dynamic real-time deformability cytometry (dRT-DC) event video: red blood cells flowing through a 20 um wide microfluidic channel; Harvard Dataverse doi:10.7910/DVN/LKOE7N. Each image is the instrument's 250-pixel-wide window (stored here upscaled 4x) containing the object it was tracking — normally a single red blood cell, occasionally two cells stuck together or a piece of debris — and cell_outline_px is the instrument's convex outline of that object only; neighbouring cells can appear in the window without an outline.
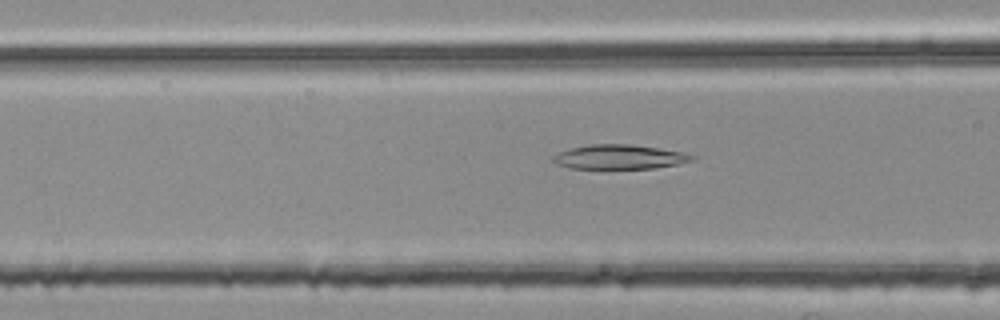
{"species": "common noctule bat (a hibernating species)", "species_latin": "Nyctalus noctula", "temperature_condition": "room temperature", "stored_images_in_passage": 50, "camera_frame_rate_fps": 3000, "um_per_image_px": 0.085, "animal": {"sex": "female", "body_mass_g": 25.1}, "frame": {"image": 1, "passage_image": 17, "time_ms": 5.333, "image_size_px": [1000, 320], "cell_outline_px": [[696, 160], [680, 164], [656, 168], [572, 168], [556, 164], [552, 160], [552, 156], [560, 152], [572, 148], [592, 144], [632, 144], [684, 152], [696, 156]], "centroid_in_image_um": [52.72, 13.34], "position_along_channel_um": 113.9, "area_um2": 19.77}}
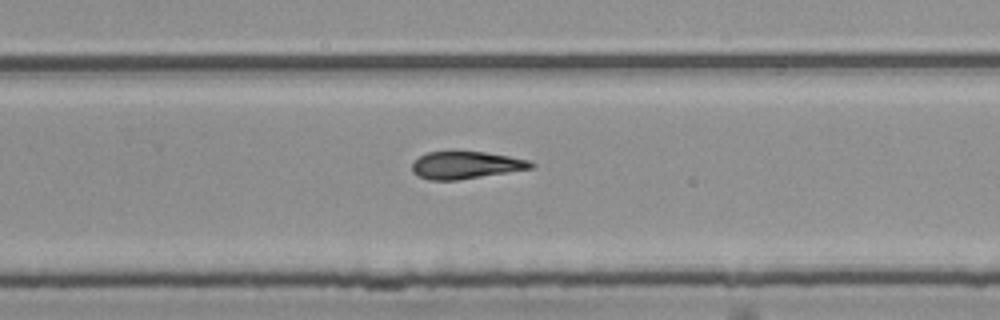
{"frame": {"image": 2, "passage_image": 31, "time_ms": 10.0, "image_size_px": [1000, 320], "cell_outline_px": [[536, 164], [532, 168], [456, 180], [428, 180], [416, 176], [412, 172], [412, 164], [420, 156], [428, 152], [484, 152], [508, 156], [528, 160]], "centroid_in_image_um": [39.56, 14.04], "position_along_channel_um": 290.2, "area_um2": 18.67}}
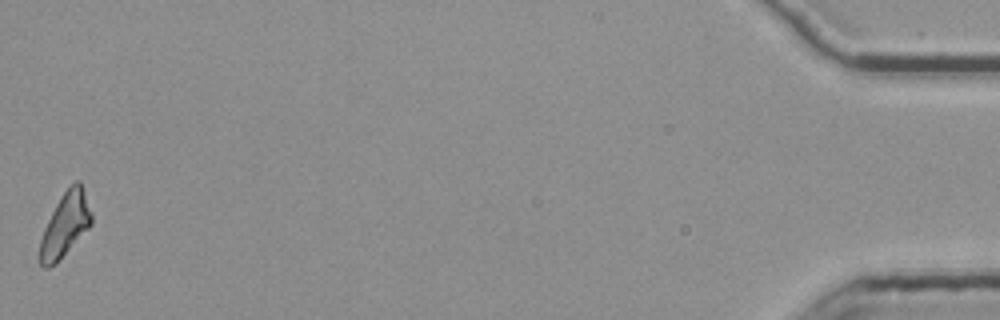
{"frame": {"image": 3, "passage_image": 50, "time_ms": 16.333, "image_size_px": [1000, 320], "cell_outline_px": [[92, 224], [56, 264], [48, 268], [44, 268], [40, 264], [40, 240], [44, 228], [56, 204], [64, 192], [76, 180], [80, 180], [92, 212]], "centroid_in_image_um": [5.55, 19.12], "position_along_channel_um": 429.7, "area_um2": 19.02}, "authors_computed_cell_mechanics": {"area_um2": 19.7387, "velocity_mm_per_s": 3.7798, "shape_relaxation_time_tau1_ms": null, "shape_relaxation_time_tau2_ms": 8.7061, "deformation_change_tau1": null, "deformation_change_tau2": 0.2035}}